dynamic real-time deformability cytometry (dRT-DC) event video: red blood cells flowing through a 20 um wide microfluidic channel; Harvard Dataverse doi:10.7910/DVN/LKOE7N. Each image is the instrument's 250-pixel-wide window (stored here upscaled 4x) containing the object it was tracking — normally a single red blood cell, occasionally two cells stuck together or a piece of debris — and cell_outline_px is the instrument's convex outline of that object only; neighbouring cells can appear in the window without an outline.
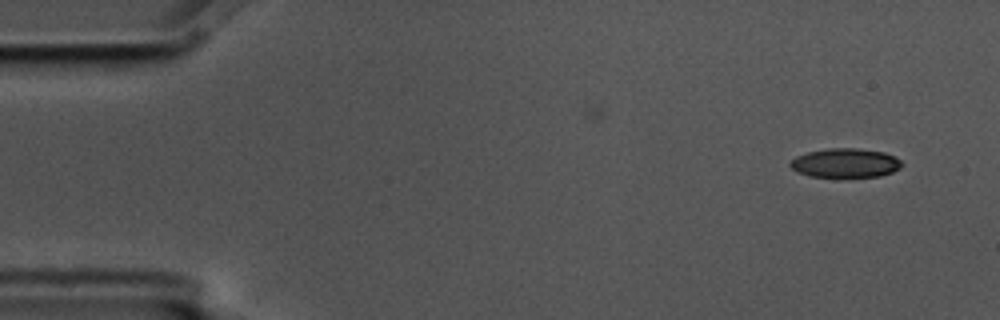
{"species": "common noctule bat (a hibernating species)", "species_latin": "Nyctalus noctula", "temperature_condition": "cold", "stored_images_in_passage": 9, "camera_frame_rate_fps": 3000, "um_per_image_px": 0.085, "animal": {"sex": "male", "body_mass_g": 17.5, "forearm_length_mm": 52.3}, "frame": {"image": 1, "passage_image": 1, "time_ms": 0.0, "image_size_px": [1000, 320], "cell_outline_px": [[904, 164], [900, 168], [892, 172], [880, 176], [840, 180], [836, 180], [808, 176], [796, 172], [788, 164], [796, 156], [808, 152], [828, 148], [860, 148], [884, 152], [900, 160]], "centroid_in_image_um": [71.83, 13.91], "position_along_channel_um": 13.2, "area_um2": 19.94}}
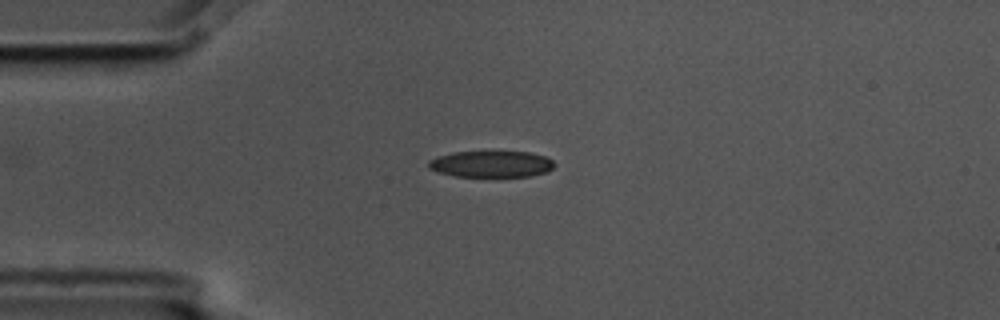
{"frame": {"image": 2, "passage_image": 4, "time_ms": 1.0, "image_size_px": [1000, 320], "cell_outline_px": [[556, 164], [548, 172], [532, 176], [456, 176], [440, 172], [428, 168], [428, 160], [452, 152], [528, 152], [544, 156], [552, 160]], "centroid_in_image_um": [41.78, 13.94], "position_along_channel_um": 43.2, "area_um2": 19.19}}